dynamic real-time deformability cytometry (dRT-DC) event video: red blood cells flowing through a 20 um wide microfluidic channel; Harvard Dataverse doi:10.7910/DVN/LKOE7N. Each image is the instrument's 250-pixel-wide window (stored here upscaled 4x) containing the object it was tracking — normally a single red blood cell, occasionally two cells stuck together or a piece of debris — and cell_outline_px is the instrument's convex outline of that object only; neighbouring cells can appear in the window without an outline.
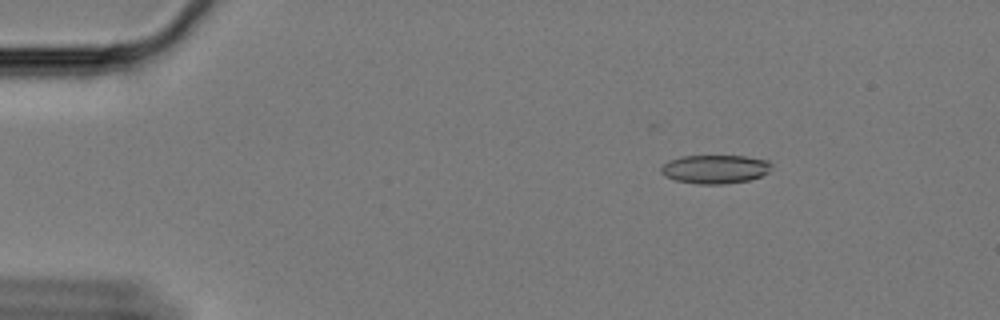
{"species": "Egyptian fruit bat (a non-hibernating species)", "species_latin": "Rousettus aegyptiacus", "temperature_condition": "cold", "stored_images_in_passage": 61, "camera_frame_rate_fps": 3000, "um_per_image_px": 0.085, "animal": {"sex": "female"}, "frame": {"image": 1, "passage_image": 10, "time_ms": 3.0, "image_size_px": [1000, 320], "cell_outline_px": [[772, 168], [768, 172], [760, 176], [748, 180], [724, 184], [700, 184], [676, 180], [664, 176], [660, 172], [660, 168], [668, 160], [680, 156], [744, 156], [768, 160], [772, 164]], "centroid_in_image_um": [60.77, 14.37], "position_along_channel_um": 24.2, "area_um2": 18.5}}
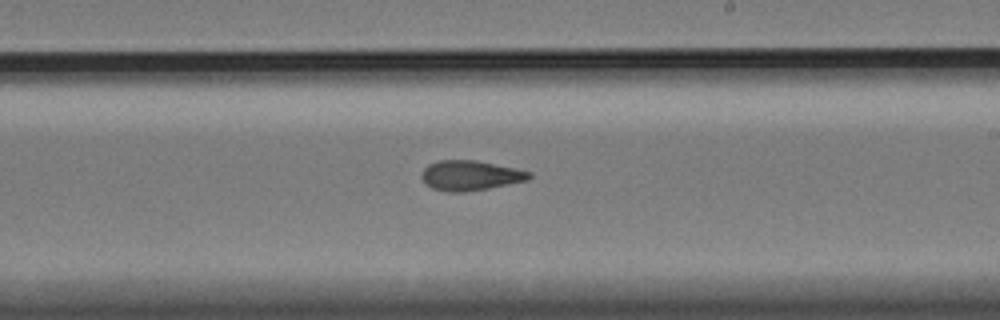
{"frame": {"image": 2, "passage_image": 37, "time_ms": 12.0, "image_size_px": [1000, 320], "cell_outline_px": [[532, 176], [528, 180], [488, 188], [464, 192], [448, 192], [432, 188], [424, 184], [420, 176], [424, 168], [428, 164], [440, 160], [476, 160], [532, 172]], "centroid_in_image_um": [39.94, 14.92], "position_along_channel_um": 249.1, "area_um2": 18.79}}
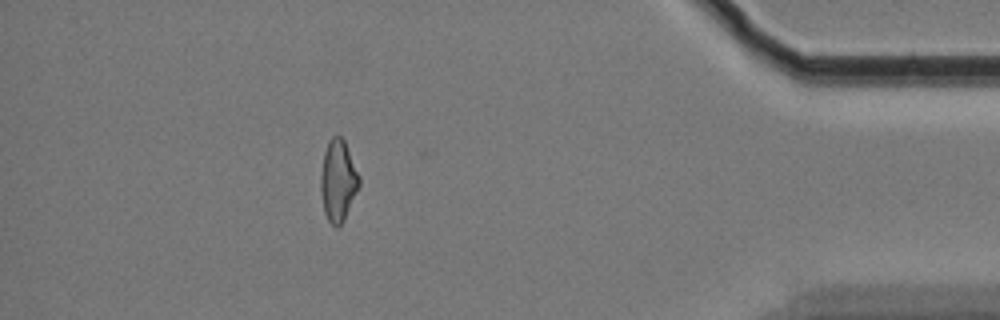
{"frame": {"image": 3, "passage_image": 55, "time_ms": 18.0, "image_size_px": [1000, 320], "cell_outline_px": [[360, 184], [344, 220], [336, 228], [328, 220], [324, 212], [320, 188], [320, 176], [324, 152], [328, 140], [332, 136], [340, 136], [344, 140], [360, 176]], "centroid_in_image_um": [28.73, 15.34], "position_along_channel_um": 406.5, "area_um2": 18.21}, "authors_computed_cell_mechanics": {"area_um2": 18.3226, "velocity_mm_per_s": 3.3436, "shape_relaxation_time_tau1_ms": 7.4668, "shape_relaxation_time_tau2_ms": 3.1075, "deformation_change_tau1": 0.177, "deformation_change_tau2": 0.1031}}